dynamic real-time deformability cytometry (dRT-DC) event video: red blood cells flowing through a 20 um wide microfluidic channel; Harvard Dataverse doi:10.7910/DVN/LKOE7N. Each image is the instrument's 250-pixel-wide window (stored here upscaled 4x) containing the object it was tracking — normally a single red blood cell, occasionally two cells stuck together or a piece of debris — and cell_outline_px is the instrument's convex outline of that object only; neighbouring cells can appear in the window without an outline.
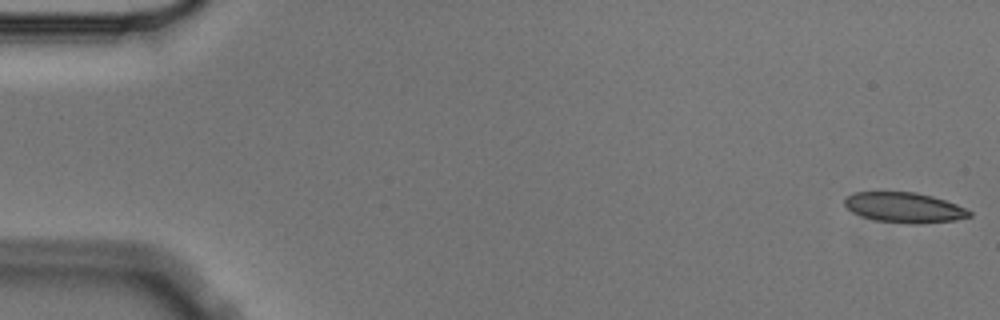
{"species": "Egyptian fruit bat (a non-hibernating species)", "species_latin": "Rousettus aegyptiacus", "temperature_condition": "cold", "stored_images_in_passage": 5, "camera_frame_rate_fps": 3000, "um_per_image_px": 0.085, "animal": {"sex": "male"}, "frame": {"image": 1, "passage_image": 1, "time_ms": 0.0, "image_size_px": [1000, 320], "cell_outline_px": [[972, 216], [956, 220], [916, 224], [912, 224], [876, 220], [860, 216], [852, 212], [844, 204], [844, 200], [852, 192], [916, 192], [932, 196], [956, 204], [972, 212]], "centroid_in_image_um": [76.86, 17.64], "position_along_channel_um": 8.1, "area_um2": 21.91}}